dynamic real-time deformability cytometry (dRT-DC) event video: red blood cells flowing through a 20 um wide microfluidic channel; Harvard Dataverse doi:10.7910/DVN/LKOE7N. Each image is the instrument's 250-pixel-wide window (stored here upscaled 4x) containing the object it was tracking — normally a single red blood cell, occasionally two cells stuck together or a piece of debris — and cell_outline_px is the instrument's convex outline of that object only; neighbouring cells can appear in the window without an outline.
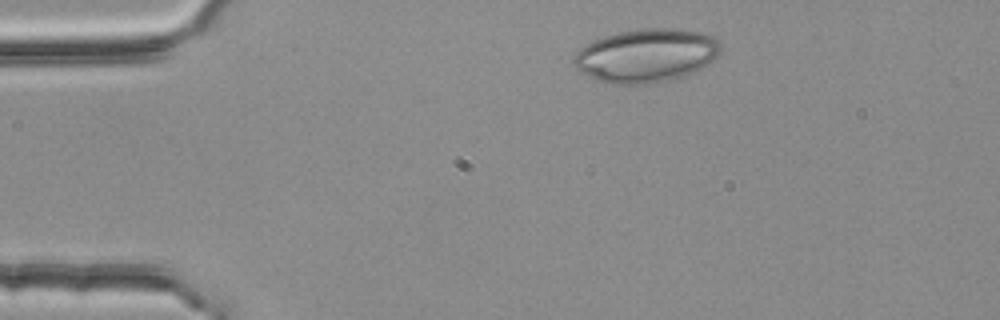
{"species": "common noctule bat (a hibernating species)", "species_latin": "Nyctalus noctula", "temperature_condition": "room temperature", "stored_images_in_passage": 40, "camera_frame_rate_fps": 3000, "um_per_image_px": 0.085, "animal": {"sex": "female", "body_mass_g": 25.1}, "frame": {"image": 1, "passage_image": 1, "time_ms": 0.0, "image_size_px": [1000, 320], "cell_outline_px": [[720, 52], [708, 64], [700, 68], [680, 76], [668, 80], [648, 84], [612, 84], [596, 80], [580, 72], [572, 64], [572, 56], [580, 48], [604, 36], [620, 32], [640, 28], [676, 28], [704, 32], [716, 36], [720, 40]], "centroid_in_image_um": [54.92, 4.7], "position_along_channel_um": 30.1, "area_um2": 45.95}}
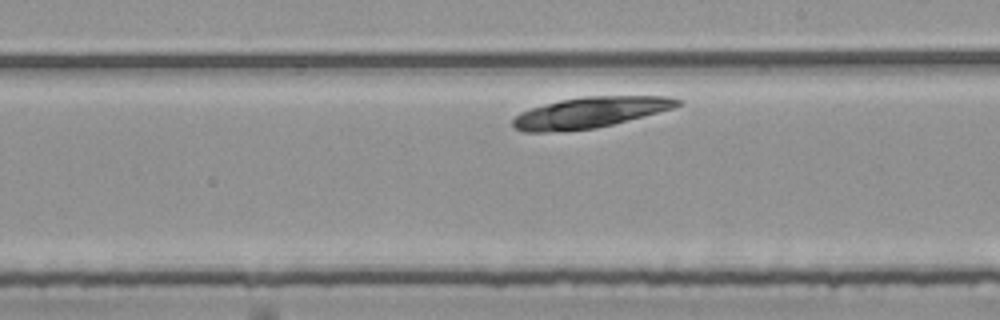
{"frame": {"image": 2, "passage_image": 25, "time_ms": 8.0, "image_size_px": [1000, 320], "cell_outline_px": [[684, 100], [680, 104], [672, 108], [612, 124], [596, 128], [544, 132], [524, 132], [512, 128], [512, 120], [520, 112], [544, 104], [560, 100], [584, 96], [668, 96]], "centroid_in_image_um": [50.11, 9.55], "position_along_channel_um": 238.9, "area_um2": 29.3}}
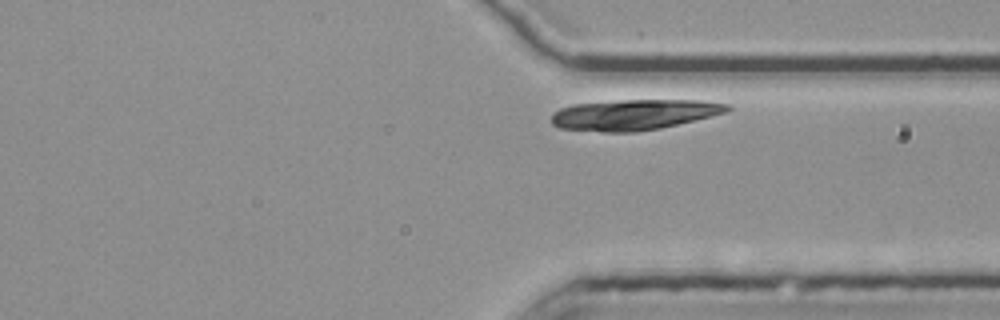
{"frame": {"image": 3, "passage_image": 36, "time_ms": 11.667, "image_size_px": [1000, 320], "cell_outline_px": [[732, 108], [728, 112], [660, 128], [636, 132], [604, 132], [560, 128], [552, 124], [552, 112], [560, 108], [572, 104], [620, 100], [700, 100], [732, 104]], "centroid_in_image_um": [53.9, 9.74], "position_along_channel_um": 357.5, "area_um2": 31.5}}